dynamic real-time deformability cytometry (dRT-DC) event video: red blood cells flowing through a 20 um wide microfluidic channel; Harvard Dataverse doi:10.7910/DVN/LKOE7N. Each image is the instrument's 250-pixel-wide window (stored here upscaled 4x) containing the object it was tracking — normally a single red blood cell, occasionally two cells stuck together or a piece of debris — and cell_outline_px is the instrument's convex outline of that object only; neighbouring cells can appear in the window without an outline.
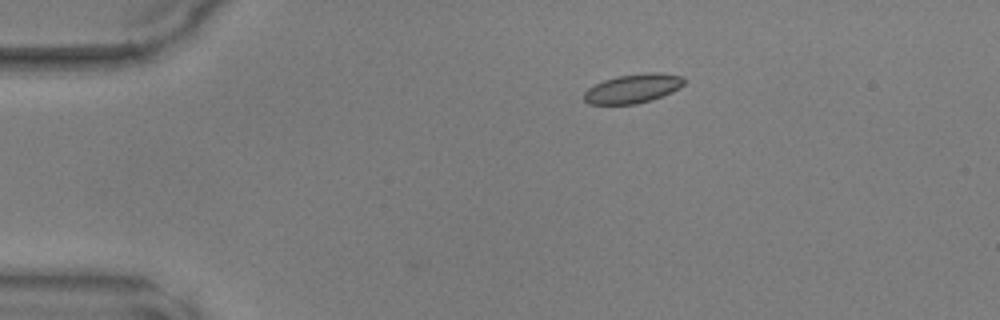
{"species": "common noctule bat (a hibernating species)", "species_latin": "Nyctalus noctula", "temperature_condition": "warm", "stored_images_in_passage": 40, "camera_frame_rate_fps": 3000, "um_per_image_px": 0.085, "animal": {"sex": "male", "body_mass_g": 17.9, "forearm_length_mm": 54.2}, "frame": {"image": 1, "passage_image": 1, "time_ms": 0.0, "image_size_px": [1000, 320], "cell_outline_px": [[684, 84], [680, 88], [672, 92], [652, 100], [636, 104], [588, 104], [584, 100], [584, 92], [588, 88], [604, 80], [616, 76], [648, 72], [656, 72], [684, 76]], "centroid_in_image_um": [53.82, 7.52], "position_along_channel_um": 31.2, "area_um2": 17.05}}
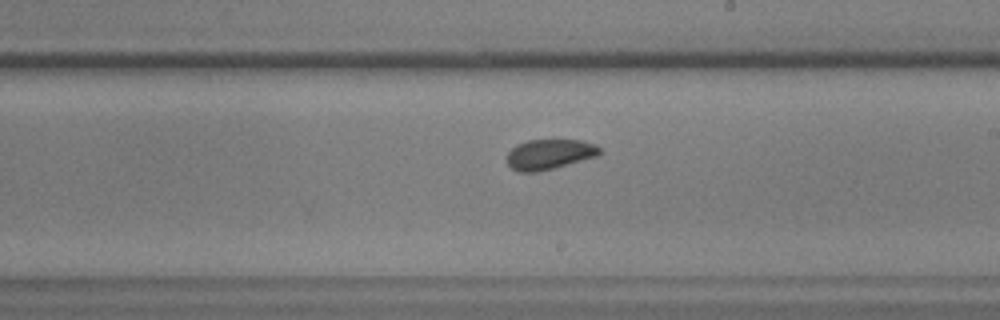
{"frame": {"image": 2, "passage_image": 20, "time_ms": 6.333, "image_size_px": [1000, 320], "cell_outline_px": [[600, 152], [596, 156], [552, 168], [536, 172], [520, 172], [512, 168], [508, 164], [508, 152], [516, 144], [528, 140], [580, 140], [596, 144], [600, 148]], "centroid_in_image_um": [46.68, 13.1], "position_along_channel_um": 242.3, "area_um2": 16.01}}
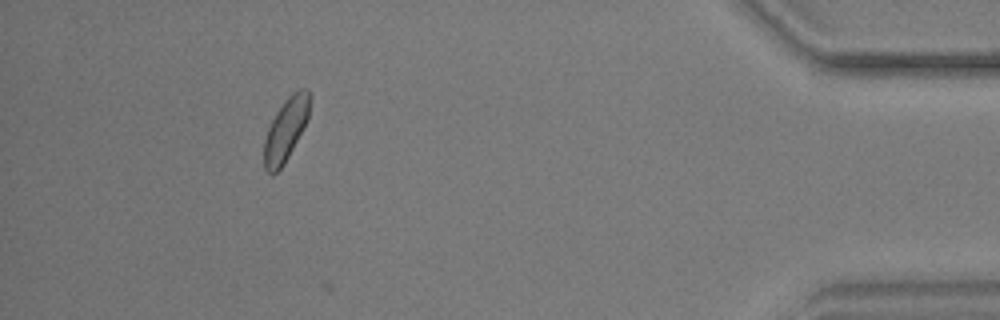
{"frame": {"image": 3, "passage_image": 36, "time_ms": 11.667, "image_size_px": [1000, 320], "cell_outline_px": [[308, 120], [284, 164], [272, 176], [264, 168], [264, 140], [268, 128], [276, 112], [284, 100], [292, 92], [300, 88], [308, 88]], "centroid_in_image_um": [24.27, 11.03], "position_along_channel_um": 410.9, "area_um2": 16.53}}